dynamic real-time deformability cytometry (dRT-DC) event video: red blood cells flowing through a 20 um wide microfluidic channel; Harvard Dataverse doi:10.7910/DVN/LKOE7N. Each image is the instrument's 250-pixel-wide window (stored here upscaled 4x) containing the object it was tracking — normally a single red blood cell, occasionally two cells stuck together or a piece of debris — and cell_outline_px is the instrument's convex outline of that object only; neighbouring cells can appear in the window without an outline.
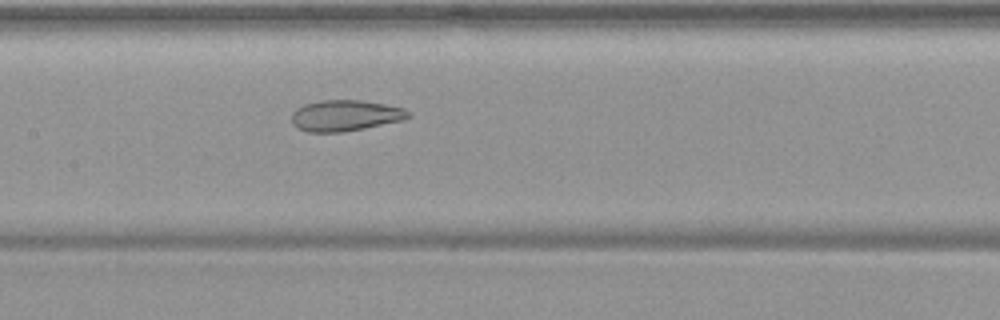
{"species": "common noctule bat (a hibernating species)", "species_latin": "Nyctalus noctula", "temperature_condition": "warm", "stored_images_in_passage": 52, "camera_frame_rate_fps": 3000, "um_per_image_px": 0.085, "animal": {"sex": "female", "body_mass_g": 19.9}, "frame": {"image": 1, "passage_image": 24, "time_ms": 7.667, "image_size_px": [1000, 320], "cell_outline_px": [[412, 116], [404, 120], [344, 132], [308, 132], [296, 128], [292, 124], [292, 112], [296, 108], [304, 104], [320, 100], [360, 100], [384, 104], [404, 108], [412, 112]], "centroid_in_image_um": [29.35, 9.82], "position_along_channel_um": 178.0, "area_um2": 21.33}}
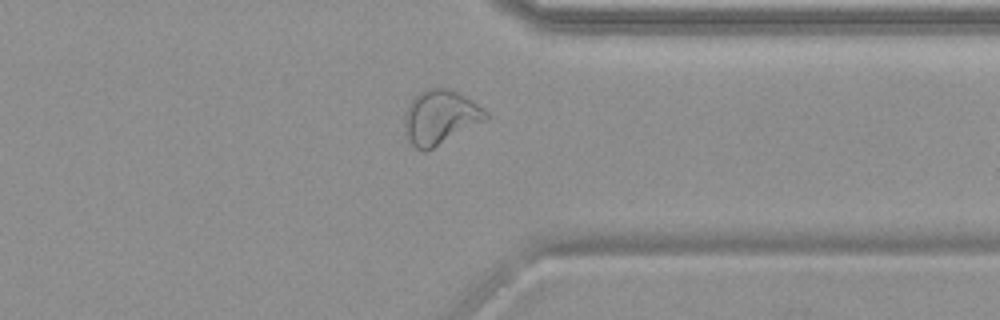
{"frame": {"image": 2, "passage_image": 40, "time_ms": 13.0, "image_size_px": [1000, 320], "cell_outline_px": [[488, 120], [424, 152], [416, 148], [412, 144], [404, 132], [404, 112], [408, 104], [420, 92], [428, 88], [448, 88], [464, 96], [484, 108], [488, 112]], "centroid_in_image_um": [37.42, 9.97], "position_along_channel_um": 374.0, "area_um2": 25.66}}
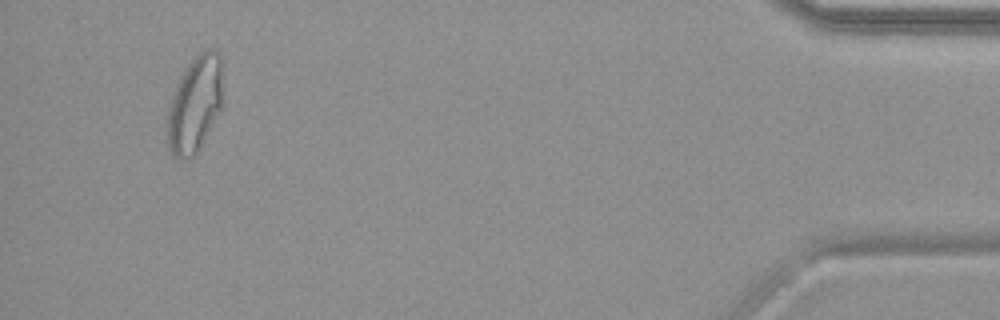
{"frame": {"image": 3, "passage_image": 49, "time_ms": 16.0, "image_size_px": [1000, 320], "cell_outline_px": [[224, 64], [220, 108], [196, 152], [192, 156], [184, 160], [180, 160], [172, 156], [168, 148], [168, 108], [176, 84], [188, 64], [200, 52], [208, 48], [220, 52]], "centroid_in_image_um": [16.57, 8.8], "position_along_channel_um": 418.6, "area_um2": 30.87}, "authors_computed_cell_mechanics": {"area_um2": 27.2816, "velocity_mm_per_s": 3.7137, "shape_relaxation_time_tau1_ms": null, "shape_relaxation_time_tau2_ms": 1.7802, "deformation_change_tau1": null, "deformation_change_tau2": 0.0839}}